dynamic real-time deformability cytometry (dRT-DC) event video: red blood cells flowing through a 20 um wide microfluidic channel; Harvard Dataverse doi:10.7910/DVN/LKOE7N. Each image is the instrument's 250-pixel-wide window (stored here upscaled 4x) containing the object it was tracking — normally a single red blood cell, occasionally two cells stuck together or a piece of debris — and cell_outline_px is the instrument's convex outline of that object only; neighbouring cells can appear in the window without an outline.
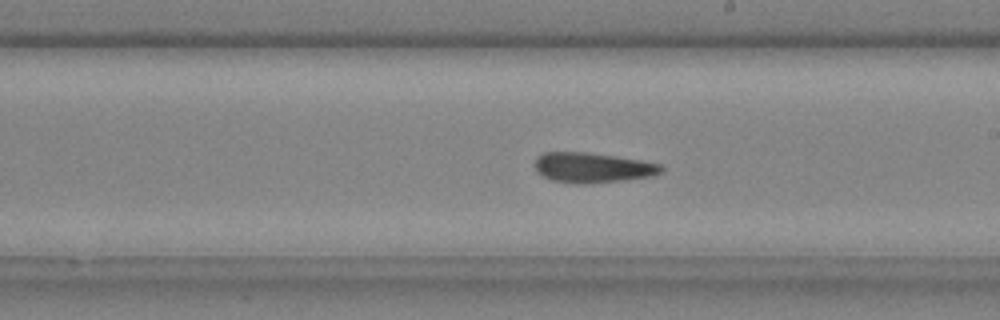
{"species": "common noctule bat (a hibernating species)", "species_latin": "Nyctalus noctula", "temperature_condition": "cold", "stored_images_in_passage": 29, "camera_frame_rate_fps": 3000, "um_per_image_px": 0.085, "animal": {"sex": "male", "body_mass_g": 20.4}, "frame": {"image": 1, "passage_image": 13, "time_ms": 4.0, "image_size_px": [1000, 320], "cell_outline_px": [[664, 172], [652, 176], [620, 180], [584, 184], [580, 184], [552, 180], [544, 176], [536, 168], [536, 156], [544, 152], [588, 152], [616, 156], [664, 164]], "centroid_in_image_um": [50.43, 14.23], "position_along_channel_um": 238.6, "area_um2": 22.08}}